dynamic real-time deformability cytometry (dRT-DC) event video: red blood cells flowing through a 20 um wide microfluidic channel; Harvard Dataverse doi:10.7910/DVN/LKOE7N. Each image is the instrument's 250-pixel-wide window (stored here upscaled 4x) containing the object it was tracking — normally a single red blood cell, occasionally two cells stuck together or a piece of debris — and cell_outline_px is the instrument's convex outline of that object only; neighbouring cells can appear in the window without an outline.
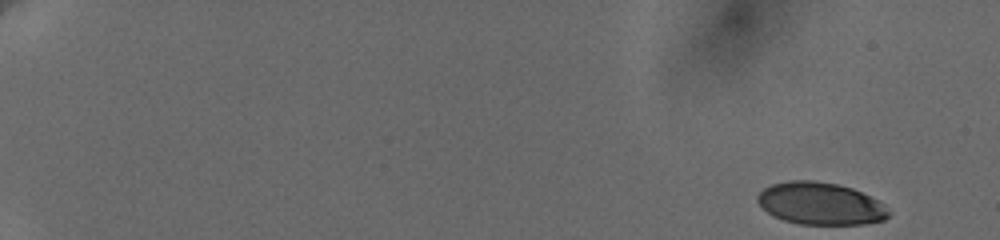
{"species": "human", "species_latin": "Homo sapiens", "temperature_condition": "cold", "stored_images_in_passage": 91, "camera_frame_rate_fps": 3000, "um_per_image_px": 0.085, "donor": {"sex": "female"}, "frame": {"image": 1, "passage_image": 1, "time_ms": 0.0, "image_size_px": [1000, 240], "cell_outline_px": [[892, 212], [884, 220], [864, 224], [800, 224], [784, 220], [768, 212], [756, 200], [756, 196], [764, 188], [772, 184], [788, 180], [812, 180], [836, 184], [852, 188], [884, 204]], "centroid_in_image_um": [69.75, 17.3], "position_along_channel_um": 15.3, "area_um2": 32.14}}
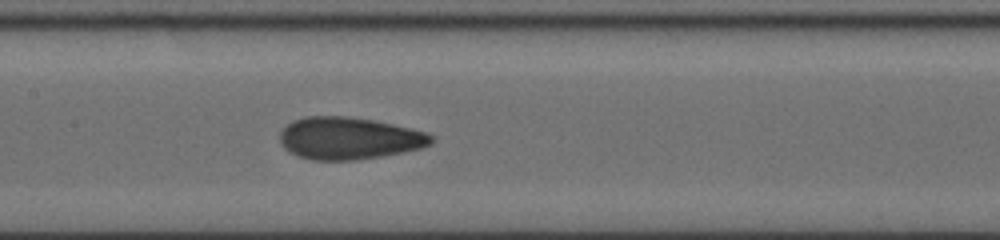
{"frame": {"image": 2, "passage_image": 48, "time_ms": 9.667, "image_size_px": [1000, 240], "cell_outline_px": [[436, 140], [432, 144], [420, 148], [404, 152], [356, 160], [312, 160], [296, 156], [288, 152], [280, 144], [280, 132], [292, 120], [304, 116], [344, 116], [372, 120], [392, 124], [428, 132]], "centroid_in_image_um": [29.65, 11.76], "position_along_channel_um": 177.7, "area_um2": 37.45}}
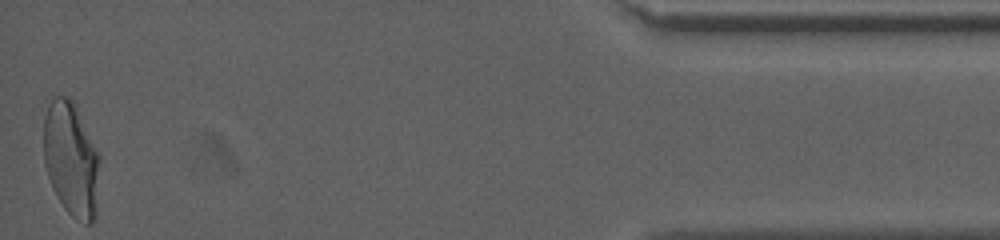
{"frame": {"image": 3, "passage_image": 91, "time_ms": 18.333, "image_size_px": [1000, 240], "cell_outline_px": [[100, 160], [96, 220], [92, 224], [88, 224], [76, 220], [64, 208], [52, 188], [44, 164], [44, 116], [52, 100], [56, 96], [68, 96], [76, 104], [100, 156]], "centroid_in_image_um": [6.08, 13.57], "position_along_channel_um": 429.1, "area_um2": 37.8}, "authors_computed_cell_mechanics": {"area_um2": 35.7204, "velocity_mm_per_s": 3.6598, "shape_relaxation_time_tau1_ms": 4.655, "shape_relaxation_time_tau2_ms": 1.1833, "deformation_change_tau1": 0.1633, "deformation_change_tau2": 0.0668}}